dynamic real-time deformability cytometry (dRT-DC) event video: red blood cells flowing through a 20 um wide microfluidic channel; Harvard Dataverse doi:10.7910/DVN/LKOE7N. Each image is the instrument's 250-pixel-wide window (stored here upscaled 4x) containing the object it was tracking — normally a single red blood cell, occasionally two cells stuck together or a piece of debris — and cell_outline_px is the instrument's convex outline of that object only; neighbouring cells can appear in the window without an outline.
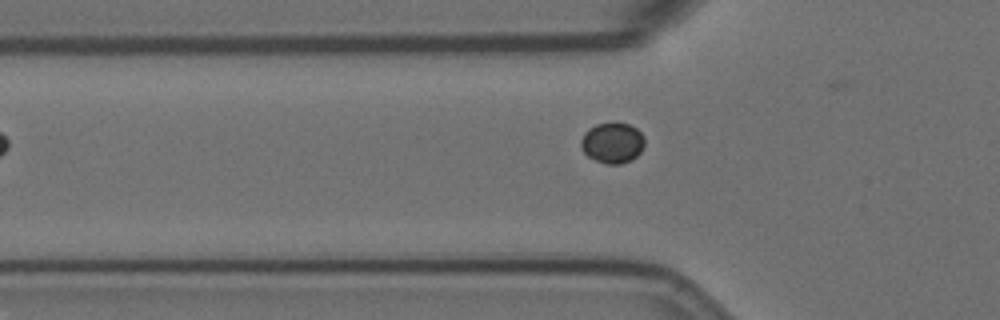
{"species": "Egyptian fruit bat (a non-hibernating species)", "species_latin": "Rousettus aegyptiacus", "temperature_condition": "room temperature", "stored_images_in_passage": 38, "camera_frame_rate_fps": 3000, "um_per_image_px": 0.085, "animal": {"sex": "female"}, "frame": {"image": 1, "passage_image": 2, "time_ms": 0.333, "image_size_px": [1000, 320], "cell_outline_px": [[644, 144], [640, 152], [636, 156], [620, 164], [604, 164], [588, 156], [580, 148], [580, 140], [584, 132], [588, 128], [596, 124], [628, 124], [636, 128], [644, 136]], "centroid_in_image_um": [52.02, 12.15], "position_along_channel_um": 73.8, "area_um2": 14.91}}
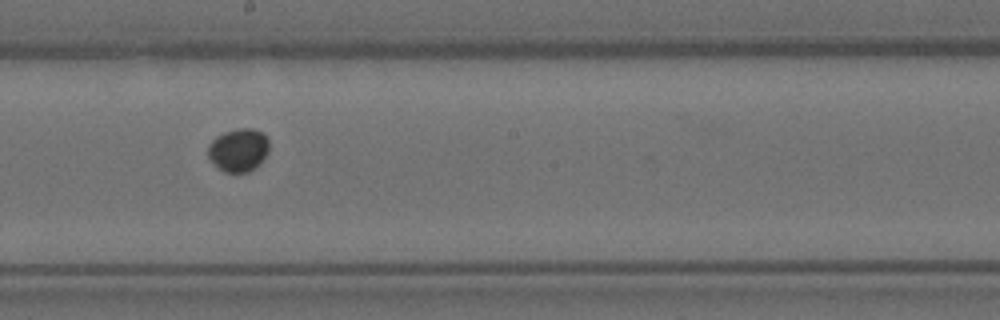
{"frame": {"image": 2, "passage_image": 15, "time_ms": 4.667, "image_size_px": [1000, 320], "cell_outline_px": [[268, 152], [248, 172], [224, 172], [208, 156], [208, 144], [216, 136], [224, 132], [236, 128], [252, 128], [264, 132], [268, 140]], "centroid_in_image_um": [20.26, 12.7], "position_along_channel_um": 227.9, "area_um2": 15.09}}
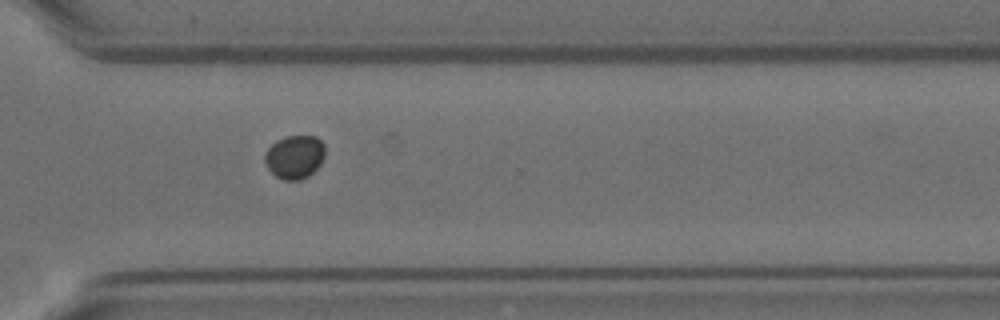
{"frame": {"image": 3, "passage_image": 25, "time_ms": 8.0, "image_size_px": [1000, 320], "cell_outline_px": [[324, 156], [320, 164], [308, 176], [300, 180], [284, 180], [276, 176], [268, 168], [264, 160], [264, 156], [268, 148], [276, 140], [288, 136], [316, 136], [324, 144]], "centroid_in_image_um": [25.04, 13.33], "position_along_channel_um": 345.6, "area_um2": 15.14}}